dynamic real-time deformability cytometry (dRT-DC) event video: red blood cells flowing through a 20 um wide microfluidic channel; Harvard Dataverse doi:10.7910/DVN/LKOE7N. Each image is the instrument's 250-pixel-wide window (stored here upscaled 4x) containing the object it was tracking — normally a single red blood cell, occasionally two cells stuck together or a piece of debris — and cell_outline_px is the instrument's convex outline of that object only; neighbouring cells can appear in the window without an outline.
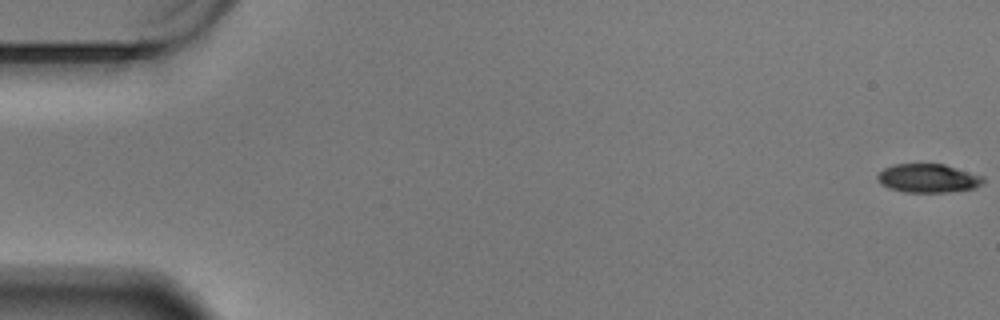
{"species": "Egyptian fruit bat (a non-hibernating species)", "species_latin": "Rousettus aegyptiacus", "temperature_condition": "warm", "stored_images_in_passage": 59, "camera_frame_rate_fps": 3000, "um_per_image_px": 0.085, "animal": {"sex": "male"}, "frame": {"image": 1, "passage_image": 1, "time_ms": 0.0, "image_size_px": [1000, 320], "cell_outline_px": [[984, 184], [976, 188], [948, 192], [904, 192], [888, 188], [880, 184], [876, 180], [876, 176], [884, 168], [896, 164], [944, 164], [984, 176]], "centroid_in_image_um": [78.9, 15.16], "position_along_channel_um": 6.1, "area_um2": 17.86}}
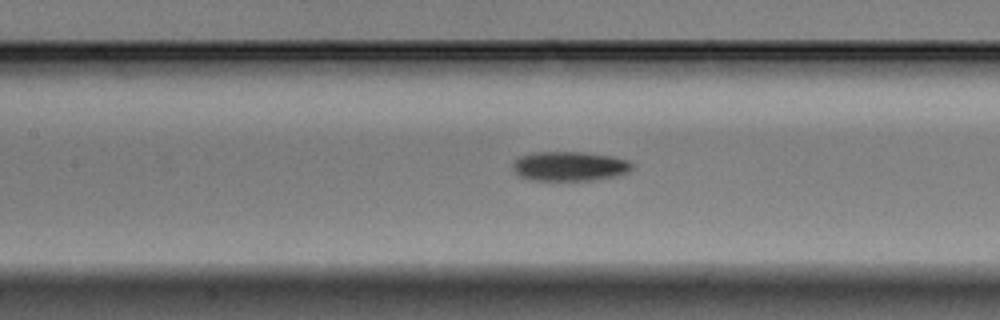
{"frame": {"image": 2, "passage_image": 28, "time_ms": 9.0, "image_size_px": [1000, 320], "cell_outline_px": [[632, 168], [628, 172], [616, 176], [592, 180], [528, 180], [520, 176], [512, 168], [512, 164], [520, 156], [536, 152], [580, 152], [612, 156], [628, 160], [632, 164]], "centroid_in_image_um": [48.41, 14.13], "position_along_channel_um": 159.0, "area_um2": 20.4}}
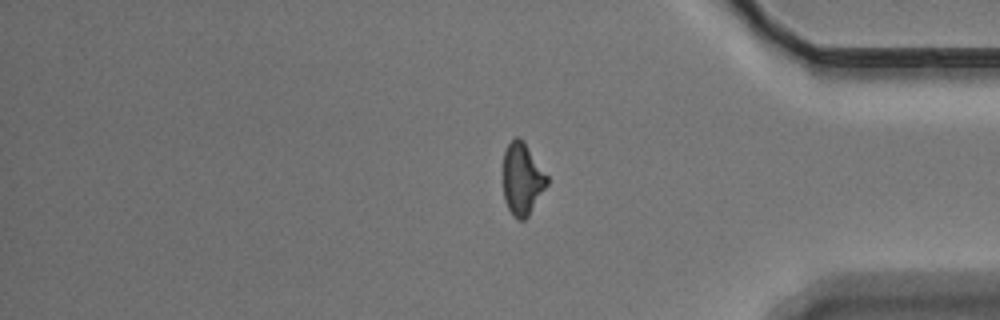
{"frame": {"image": 3, "passage_image": 50, "time_ms": 16.333, "image_size_px": [1000, 320], "cell_outline_px": [[548, 184], [528, 216], [524, 220], [516, 220], [512, 216], [504, 200], [504, 152], [508, 144], [516, 136], [524, 140], [548, 176]], "centroid_in_image_um": [44.4, 15.22], "position_along_channel_um": 390.8, "area_um2": 18.5}, "authors_computed_cell_mechanics": {"area_um2": 19.363, "velocity_mm_per_s": 3.4245, "shape_relaxation_time_tau1_ms": 4.3608, "shape_relaxation_time_tau2_ms": null, "deformation_change_tau1": 0.1564, "deformation_change_tau2": null}}